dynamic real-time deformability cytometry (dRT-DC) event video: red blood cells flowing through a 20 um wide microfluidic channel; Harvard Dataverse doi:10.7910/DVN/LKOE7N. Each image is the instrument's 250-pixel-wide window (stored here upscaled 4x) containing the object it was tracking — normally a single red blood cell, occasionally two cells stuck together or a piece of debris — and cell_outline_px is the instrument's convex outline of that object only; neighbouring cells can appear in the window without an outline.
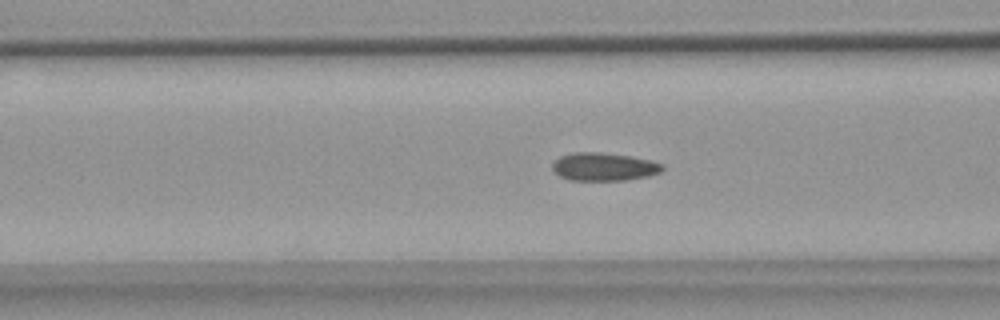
{"species": "common noctule bat (a hibernating species)", "species_latin": "Nyctalus noctula", "temperature_condition": "warm", "stored_images_in_passage": 54, "camera_frame_rate_fps": 3000, "um_per_image_px": 0.085, "animal": {"sex": "female", "body_mass_g": 18.4}, "frame": {"image": 1, "passage_image": 20, "time_ms": 6.333, "image_size_px": [1000, 320], "cell_outline_px": [[664, 168], [660, 172], [648, 176], [624, 180], [572, 180], [560, 176], [552, 168], [552, 164], [560, 156], [576, 152], [600, 152], [628, 156], [652, 160], [664, 164]], "centroid_in_image_um": [51.36, 14.17], "position_along_channel_um": 115.2, "area_um2": 17.86}}
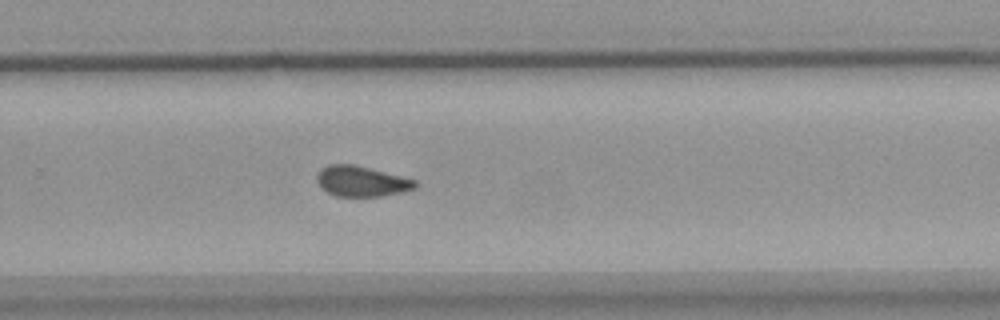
{"frame": {"image": 2, "passage_image": 35, "time_ms": 11.333, "image_size_px": [1000, 320], "cell_outline_px": [[420, 184], [416, 188], [400, 192], [380, 196], [336, 196], [320, 188], [316, 180], [316, 172], [320, 168], [328, 164], [352, 164], [416, 180]], "centroid_in_image_um": [30.68, 15.4], "position_along_channel_um": 299.1, "area_um2": 17.46}}
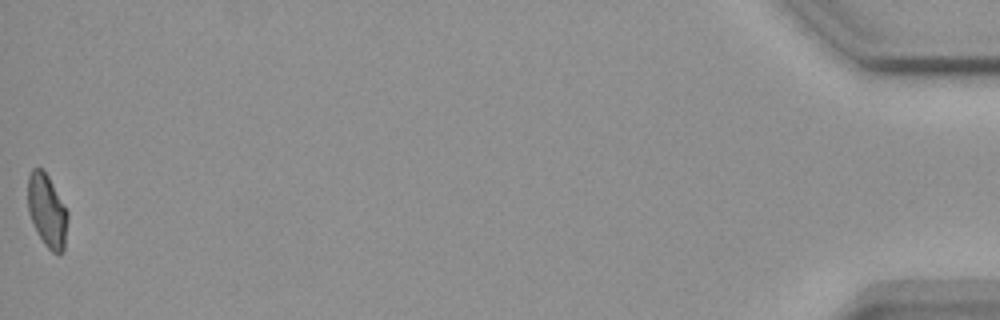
{"frame": {"image": 3, "passage_image": 54, "time_ms": 17.667, "image_size_px": [1000, 320], "cell_outline_px": [[68, 216], [64, 252], [52, 252], [44, 244], [28, 212], [28, 176], [32, 168], [44, 168], [68, 212]], "centroid_in_image_um": [4.01, 17.88], "position_along_channel_um": 431.2, "area_um2": 16.82}, "authors_computed_cell_mechanics": {"area_um2": 17.7157, "velocity_mm_per_s": 3.6944, "shape_relaxation_time_tau1_ms": null, "shape_relaxation_time_tau2_ms": 2.1952, "deformation_change_tau1": null, "deformation_change_tau2": 0.0709}}